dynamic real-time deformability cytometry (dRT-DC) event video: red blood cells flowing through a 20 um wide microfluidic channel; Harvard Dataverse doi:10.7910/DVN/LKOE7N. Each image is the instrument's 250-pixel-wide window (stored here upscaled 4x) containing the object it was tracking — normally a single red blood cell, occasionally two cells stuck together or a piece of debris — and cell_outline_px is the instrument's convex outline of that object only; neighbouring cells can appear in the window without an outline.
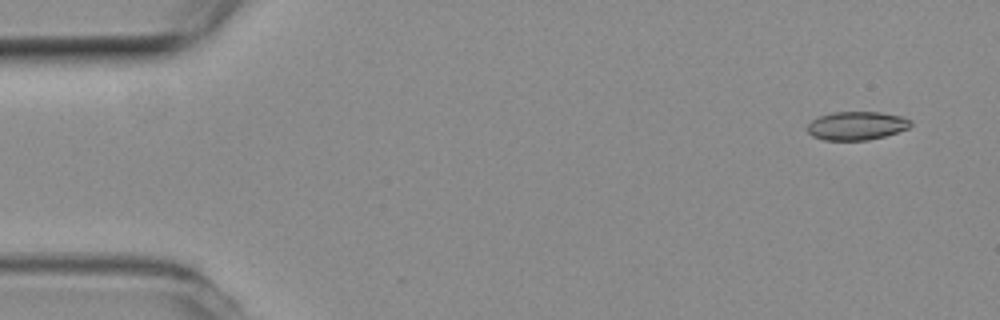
{"species": "common noctule bat (a hibernating species)", "species_latin": "Nyctalus noctula", "temperature_condition": "room temperature", "stored_images_in_passage": 53, "camera_frame_rate_fps": 3000, "um_per_image_px": 0.085, "animal": {"sex": "female", "body_mass_g": 19.3, "forearm_length_mm": 54.1}, "frame": {"image": 1, "passage_image": 3, "time_ms": 0.667, "image_size_px": [1000, 320], "cell_outline_px": [[912, 124], [908, 128], [884, 136], [868, 140], [824, 140], [812, 136], [808, 132], [808, 124], [812, 120], [820, 116], [832, 112], [880, 112], [900, 116], [912, 120]], "centroid_in_image_um": [72.81, 10.68], "position_along_channel_um": 12.2, "area_um2": 17.05}}
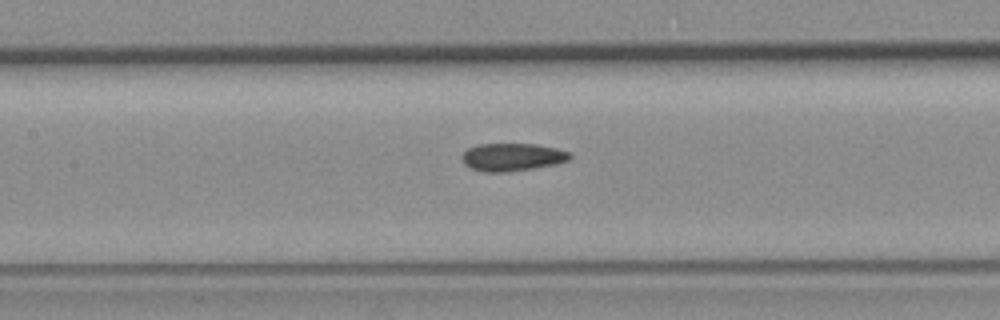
{"frame": {"image": 2, "passage_image": 24, "time_ms": 7.667, "image_size_px": [1000, 320], "cell_outline_px": [[572, 156], [568, 160], [556, 164], [532, 168], [504, 172], [484, 172], [472, 168], [464, 164], [460, 156], [468, 148], [480, 144], [536, 144], [556, 148], [568, 152]], "centroid_in_image_um": [43.52, 13.35], "position_along_channel_um": 163.9, "area_um2": 17.34}}
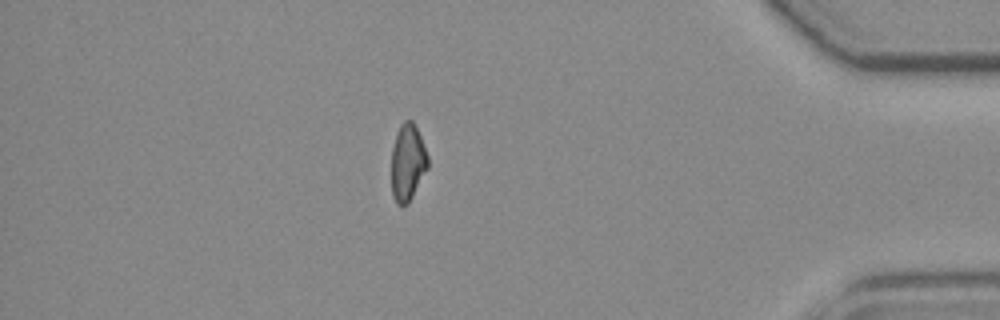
{"frame": {"image": 3, "passage_image": 46, "time_ms": 15.0, "image_size_px": [1000, 320], "cell_outline_px": [[428, 168], [408, 204], [396, 204], [392, 196], [392, 148], [400, 124], [404, 120], [412, 120], [420, 136], [428, 156]], "centroid_in_image_um": [34.65, 13.82], "position_along_channel_um": 400.6, "area_um2": 16.18}, "authors_computed_cell_mechanics": {"area_um2": 17.34, "velocity_mm_per_s": 3.8317, "shape_relaxation_time_tau1_ms": 8.4864, "shape_relaxation_time_tau2_ms": 3.1518, "deformation_change_tau1": 0.1736, "deformation_change_tau2": 0.0956}}